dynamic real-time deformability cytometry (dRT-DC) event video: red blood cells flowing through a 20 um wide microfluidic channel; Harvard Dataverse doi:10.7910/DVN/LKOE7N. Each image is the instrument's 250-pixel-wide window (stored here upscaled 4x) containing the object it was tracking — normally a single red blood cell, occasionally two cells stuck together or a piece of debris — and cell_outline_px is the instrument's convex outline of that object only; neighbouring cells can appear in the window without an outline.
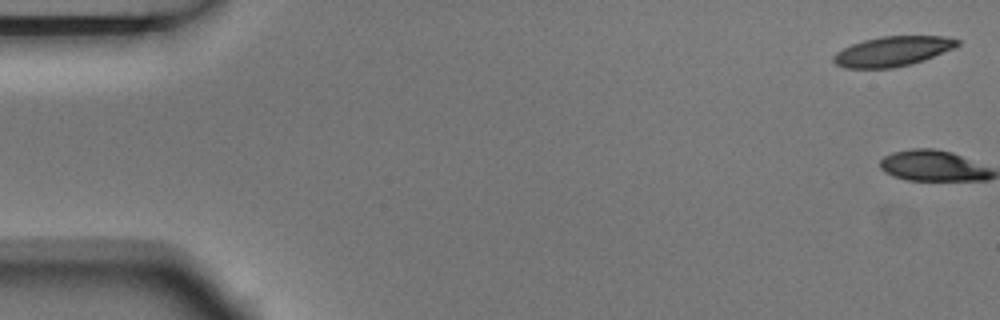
{"species": "Egyptian fruit bat (a non-hibernating species)", "species_latin": "Rousettus aegyptiacus", "temperature_condition": "room temperature", "stored_images_in_passage": 5, "camera_frame_rate_fps": 3000, "um_per_image_px": 0.085, "animal": {"sex": "male"}, "frame": {"image": 1, "passage_image": 1, "time_ms": 0.0, "image_size_px": [1000, 320], "cell_outline_px": [[960, 44], [956, 48], [924, 60], [912, 64], [892, 68], [844, 68], [836, 64], [832, 60], [832, 56], [836, 52], [852, 44], [864, 40], [880, 36], [944, 36], [960, 40]], "centroid_in_image_um": [75.89, 4.36], "position_along_channel_um": 9.1, "area_um2": 21.73}}